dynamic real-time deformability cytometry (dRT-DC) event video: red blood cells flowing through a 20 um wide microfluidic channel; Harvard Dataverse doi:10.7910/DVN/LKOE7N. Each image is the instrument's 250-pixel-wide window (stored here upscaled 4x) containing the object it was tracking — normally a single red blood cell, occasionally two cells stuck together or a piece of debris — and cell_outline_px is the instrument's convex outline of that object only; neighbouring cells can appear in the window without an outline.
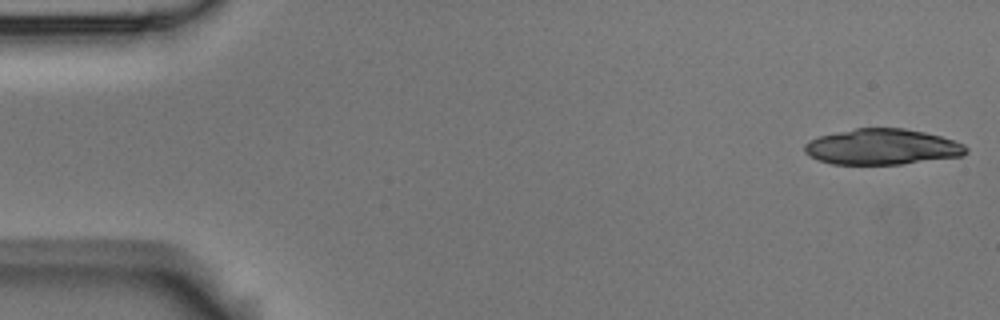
{"species": "Egyptian fruit bat (a non-hibernating species)", "species_latin": "Rousettus aegyptiacus", "temperature_condition": "room temperature", "stored_images_in_passage": 5, "camera_frame_rate_fps": 3000, "um_per_image_px": 0.085, "animal": {"sex": "male"}, "frame": {"image": 1, "passage_image": 1, "time_ms": 0.0, "image_size_px": [1000, 320], "cell_outline_px": [[968, 152], [964, 156], [900, 164], [832, 164], [808, 156], [804, 152], [804, 144], [808, 140], [820, 136], [836, 132], [856, 128], [904, 128], [924, 132], [940, 136], [964, 144], [968, 148]], "centroid_in_image_um": [74.98, 12.48], "position_along_channel_um": 10.0, "area_um2": 33.7}}